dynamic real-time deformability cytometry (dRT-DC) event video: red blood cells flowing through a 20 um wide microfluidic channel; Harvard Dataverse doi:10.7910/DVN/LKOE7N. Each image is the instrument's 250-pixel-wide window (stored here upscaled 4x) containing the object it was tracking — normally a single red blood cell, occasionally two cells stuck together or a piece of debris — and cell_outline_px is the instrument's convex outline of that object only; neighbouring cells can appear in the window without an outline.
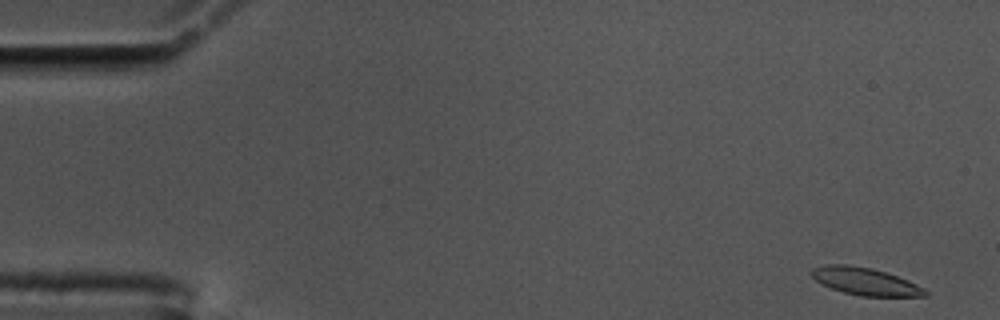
{"species": "common noctule bat (a hibernating species)", "species_latin": "Nyctalus noctula", "temperature_condition": "cold", "stored_images_in_passage": 57, "camera_frame_rate_fps": 3000, "um_per_image_px": 0.085, "animal": {"sex": "male", "body_mass_g": 17.5, "forearm_length_mm": 52.3}, "frame": {"image": 1, "passage_image": 1, "time_ms": 0.0, "image_size_px": [1000, 320], "cell_outline_px": [[928, 296], [860, 296], [844, 292], [820, 284], [808, 272], [812, 268], [824, 264], [848, 264], [872, 268], [908, 280], [924, 288], [928, 292]], "centroid_in_image_um": [73.5, 23.91], "position_along_channel_um": 11.5, "area_um2": 18.21}}
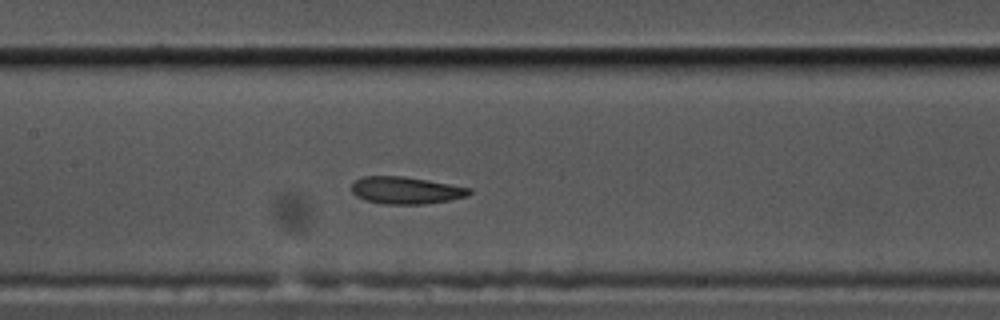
{"frame": {"image": 2, "passage_image": 26, "time_ms": 8.333, "image_size_px": [1000, 320], "cell_outline_px": [[472, 192], [468, 196], [448, 200], [424, 204], [384, 204], [364, 200], [356, 196], [352, 192], [352, 184], [356, 180], [364, 176], [404, 176], [428, 180], [472, 188]], "centroid_in_image_um": [34.51, 16.18], "position_along_channel_um": 172.9, "area_um2": 18.67}}
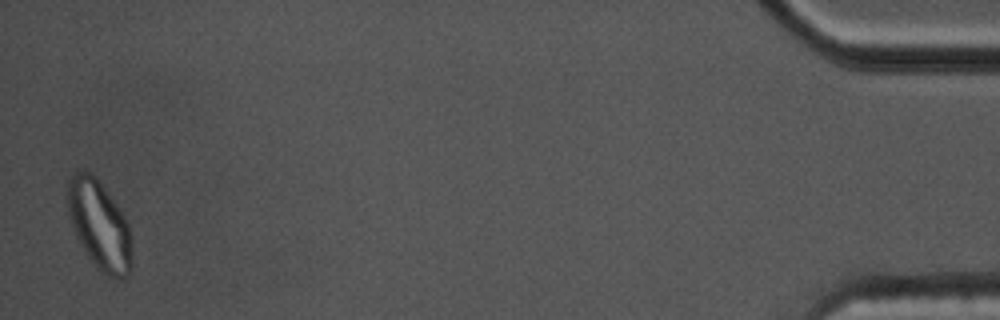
{"frame": {"image": 3, "passage_image": 56, "time_ms": 18.333, "image_size_px": [1000, 320], "cell_outline_px": [[132, 268], [128, 276], [120, 280], [108, 276], [100, 272], [96, 268], [84, 252], [76, 236], [68, 216], [68, 180], [76, 172], [92, 172], [96, 176], [116, 204], [124, 216], [128, 224], [132, 236]], "centroid_in_image_um": [8.48, 19.2], "position_along_channel_um": 426.7, "area_um2": 33.7}, "authors_computed_cell_mechanics": {"area_um2": 19.1318, "velocity_mm_per_s": 3.4358, "shape_relaxation_time_tau1_ms": null, "shape_relaxation_time_tau2_ms": 2.5003, "deformation_change_tau1": null, "deformation_change_tau2": 0.0926}}